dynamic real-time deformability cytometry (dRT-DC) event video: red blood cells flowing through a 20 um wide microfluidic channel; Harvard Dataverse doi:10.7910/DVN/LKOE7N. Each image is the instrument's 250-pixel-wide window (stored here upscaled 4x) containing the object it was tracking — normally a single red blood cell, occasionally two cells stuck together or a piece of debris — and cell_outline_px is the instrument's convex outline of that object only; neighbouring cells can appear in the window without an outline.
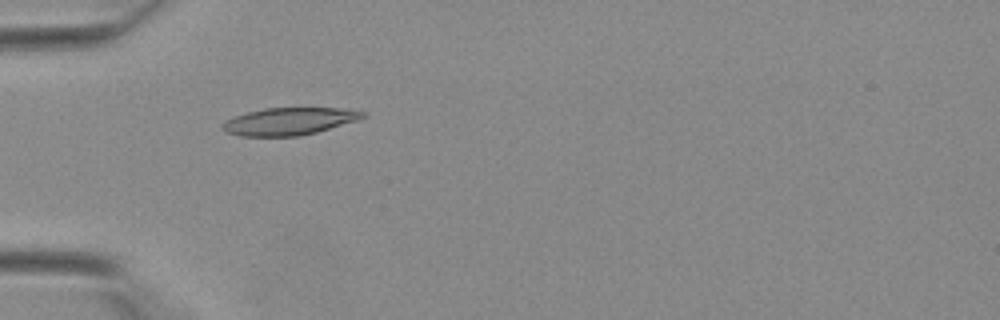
{"species": "Egyptian fruit bat (a non-hibernating species)", "species_latin": "Rousettus aegyptiacus", "temperature_condition": "warm", "stored_images_in_passage": 42, "camera_frame_rate_fps": 3000, "um_per_image_px": 0.085, "animal": {"sex": "female"}, "frame": {"image": 1, "passage_image": 14, "time_ms": 4.333, "image_size_px": [1000, 320], "cell_outline_px": [[368, 112], [364, 116], [356, 120], [316, 132], [300, 136], [240, 136], [228, 132], [220, 128], [220, 124], [224, 120], [232, 116], [264, 108], [336, 108]], "centroid_in_image_um": [24.49, 10.31], "position_along_channel_um": 60.5, "area_um2": 22.25}}
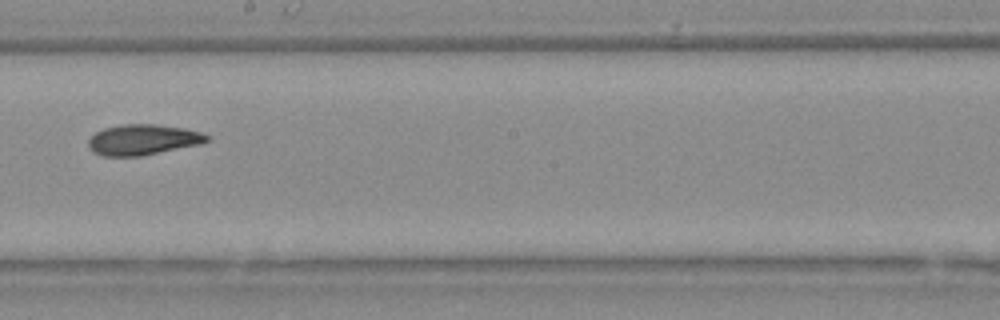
{"frame": {"image": 2, "passage_image": 25, "time_ms": 8.0, "image_size_px": [1000, 320], "cell_outline_px": [[208, 140], [200, 144], [140, 156], [104, 156], [92, 152], [88, 144], [88, 140], [96, 132], [104, 128], [120, 124], [156, 124], [184, 128], [200, 132], [208, 136]], "centroid_in_image_um": [12.11, 11.87], "position_along_channel_um": 236.1, "area_um2": 20.98}}
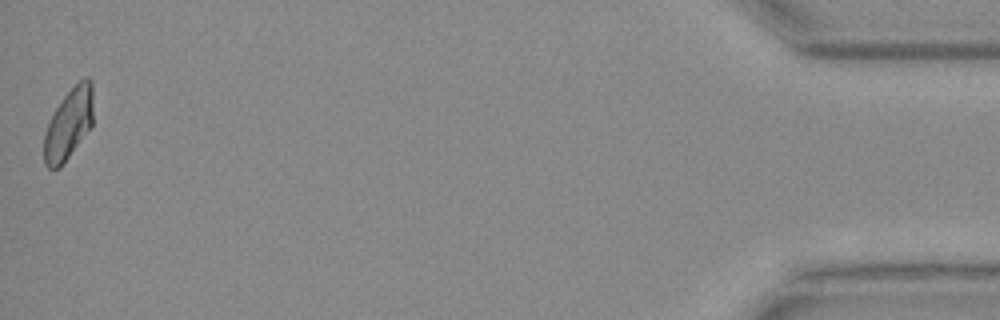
{"frame": {"image": 3, "passage_image": 42, "time_ms": 13.667, "image_size_px": [1000, 320], "cell_outline_px": [[92, 128], [60, 168], [48, 168], [44, 164], [44, 136], [48, 124], [56, 108], [64, 96], [84, 76], [88, 76], [92, 80]], "centroid_in_image_um": [5.86, 10.55], "position_along_channel_um": 429.3, "area_um2": 20.35}}